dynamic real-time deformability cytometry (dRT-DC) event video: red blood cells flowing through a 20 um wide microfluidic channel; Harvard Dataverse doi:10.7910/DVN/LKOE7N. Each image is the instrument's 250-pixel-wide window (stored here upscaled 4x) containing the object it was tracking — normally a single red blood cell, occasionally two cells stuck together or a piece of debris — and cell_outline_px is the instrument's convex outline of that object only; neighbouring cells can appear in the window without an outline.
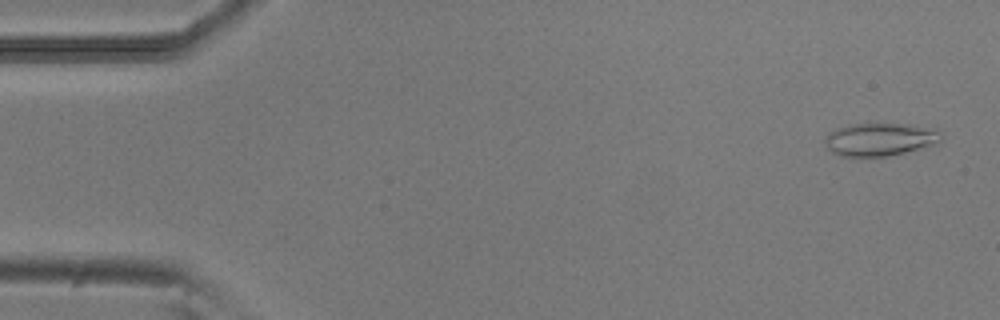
{"species": "common noctule bat (a hibernating species)", "species_latin": "Nyctalus noctula", "temperature_condition": "room temperature", "stored_images_in_passage": 5, "camera_frame_rate_fps": 3000, "um_per_image_px": 0.085, "animal": {"sex": "male", "body_mass_g": 20.5, "forearm_length_mm": 52.5}, "frame": {"image": 1, "passage_image": 1, "time_ms": 0.0, "image_size_px": [1000, 320], "cell_outline_px": [[940, 140], [936, 144], [904, 152], [884, 156], [844, 156], [832, 152], [824, 144], [824, 136], [828, 132], [836, 128], [852, 124], [904, 124], [936, 132]], "centroid_in_image_um": [74.63, 11.86], "position_along_channel_um": 10.4, "area_um2": 21.5}}